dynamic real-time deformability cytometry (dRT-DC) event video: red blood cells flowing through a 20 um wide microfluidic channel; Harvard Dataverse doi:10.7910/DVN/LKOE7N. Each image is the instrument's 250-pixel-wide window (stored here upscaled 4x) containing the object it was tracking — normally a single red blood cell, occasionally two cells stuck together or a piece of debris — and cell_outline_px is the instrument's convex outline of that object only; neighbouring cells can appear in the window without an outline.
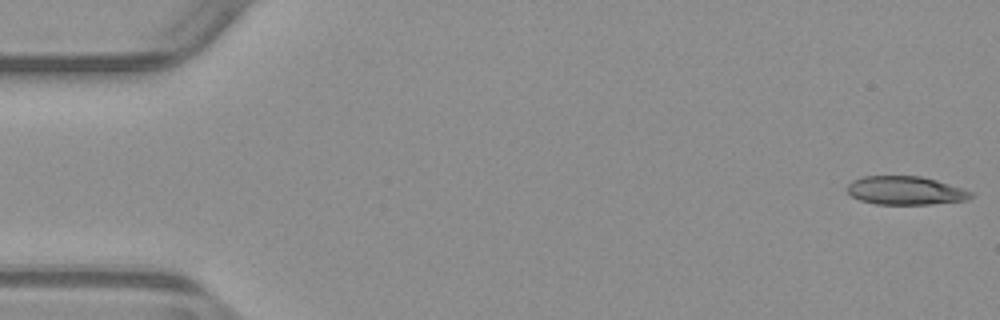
{"species": "common noctule bat (a hibernating species)", "species_latin": "Nyctalus noctula", "temperature_condition": "warm", "stored_images_in_passage": 52, "camera_frame_rate_fps": 3000, "um_per_image_px": 0.085, "animal": {"sex": "male", "body_mass_g": 23.1, "forearm_length_mm": 52.7}, "frame": {"image": 1, "passage_image": 1, "time_ms": 0.0, "image_size_px": [1000, 320], "cell_outline_px": [[972, 196], [968, 200], [932, 204], [876, 204], [860, 200], [852, 196], [848, 192], [848, 184], [852, 180], [864, 176], [920, 176], [936, 180], [964, 188], [972, 192]], "centroid_in_image_um": [76.98, 16.19], "position_along_channel_um": 8.0, "area_um2": 20.52}}
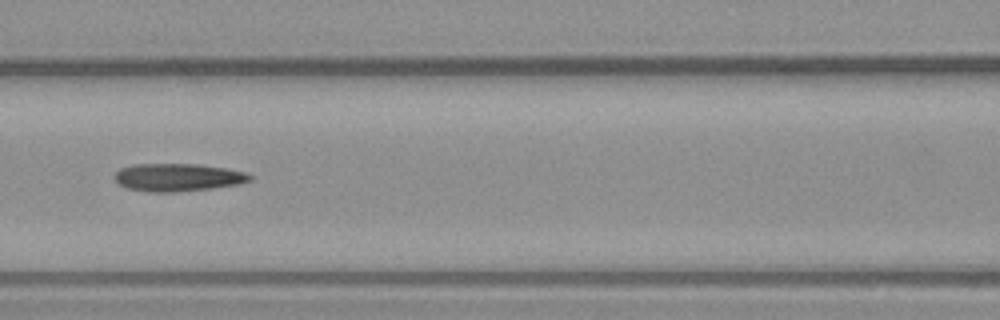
{"frame": {"image": 2, "passage_image": 23, "time_ms": 7.333, "image_size_px": [1000, 320], "cell_outline_px": [[252, 180], [240, 184], [212, 188], [176, 192], [148, 192], [128, 188], [120, 184], [116, 180], [116, 172], [120, 168], [132, 164], [196, 164], [228, 168], [248, 172], [252, 176]], "centroid_in_image_um": [15.17, 15.07], "position_along_channel_um": 151.4, "area_um2": 22.02}}
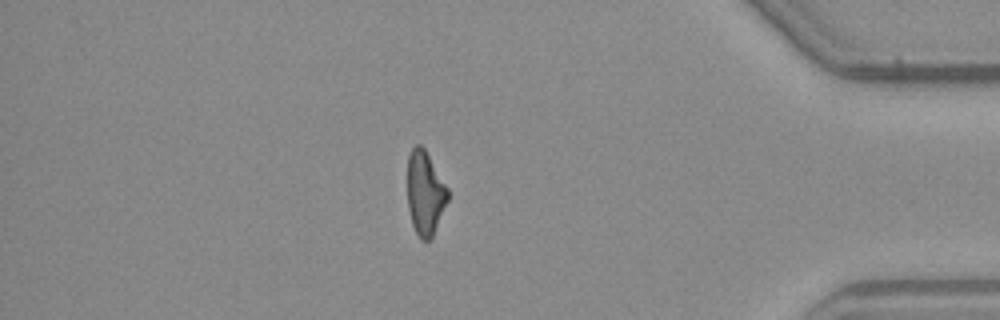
{"frame": {"image": 3, "passage_image": 45, "time_ms": 14.667, "image_size_px": [1000, 320], "cell_outline_px": [[448, 200], [432, 240], [420, 240], [412, 224], [408, 208], [408, 156], [412, 148], [416, 144], [420, 144], [424, 148], [448, 188]], "centroid_in_image_um": [36.14, 16.45], "position_along_channel_um": 399.1, "area_um2": 19.77}, "authors_computed_cell_mechanics": {"area_um2": 21.5883, "velocity_mm_per_s": 3.9232, "shape_relaxation_time_tau1_ms": 6.8954, "shape_relaxation_time_tau2_ms": 4.069, "deformation_change_tau1": 0.2075, "deformation_change_tau2": 0.1716}}